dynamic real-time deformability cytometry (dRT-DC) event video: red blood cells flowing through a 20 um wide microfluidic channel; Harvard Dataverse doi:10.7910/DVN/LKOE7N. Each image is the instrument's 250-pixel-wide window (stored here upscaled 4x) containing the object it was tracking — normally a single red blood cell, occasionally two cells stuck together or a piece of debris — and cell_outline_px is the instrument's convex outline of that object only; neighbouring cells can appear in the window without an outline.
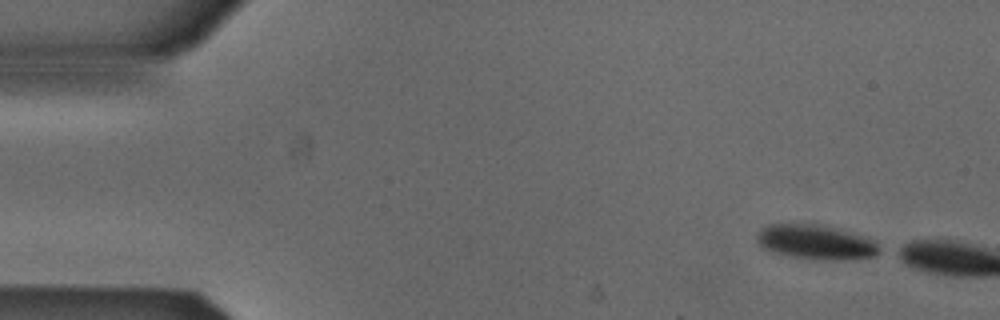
{"species": "Egyptian fruit bat (a non-hibernating species)", "species_latin": "Rousettus aegyptiacus", "temperature_condition": "cold", "stored_images_in_passage": 8, "camera_frame_rate_fps": 3000, "um_per_image_px": 0.085, "animal": {"sex": "male"}, "frame": {"image": 1, "passage_image": 1, "time_ms": 0.0, "image_size_px": [1000, 320], "cell_outline_px": [[884, 252], [876, 256], [856, 260], [812, 260], [788, 256], [768, 252], [760, 248], [756, 240], [756, 232], [764, 224], [824, 224], [868, 236], [876, 240], [884, 248]], "centroid_in_image_um": [69.41, 20.59], "position_along_channel_um": 15.6, "area_um2": 26.3}}